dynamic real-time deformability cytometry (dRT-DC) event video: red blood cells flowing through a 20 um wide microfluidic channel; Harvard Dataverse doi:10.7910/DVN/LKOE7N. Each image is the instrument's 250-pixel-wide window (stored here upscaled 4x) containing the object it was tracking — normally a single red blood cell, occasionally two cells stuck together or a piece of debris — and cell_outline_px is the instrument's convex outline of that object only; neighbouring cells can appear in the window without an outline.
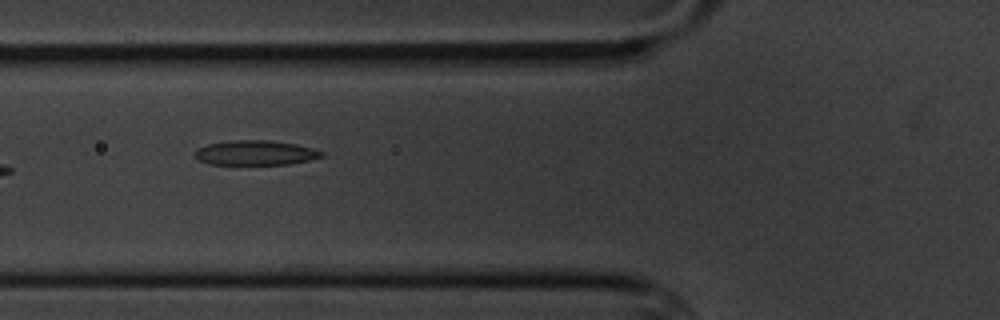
{"species": "common noctule bat (a hibernating species)", "species_latin": "Nyctalus noctula", "temperature_condition": "cold", "stored_images_in_passage": 10, "camera_frame_rate_fps": 3000, "um_per_image_px": 0.085, "animal": {"sex": "male", "body_mass_g": 20.1, "forearm_length_mm": 53.5}, "frame": {"image": 1, "passage_image": 6, "time_ms": 5.667, "image_size_px": [1000, 320], "cell_outline_px": [[324, 156], [308, 160], [288, 164], [208, 164], [200, 160], [196, 156], [196, 148], [208, 144], [236, 140], [268, 140], [296, 144], [312, 148], [324, 152]], "centroid_in_image_um": [21.73, 12.98], "position_along_channel_um": 104.1, "area_um2": 18.03}}
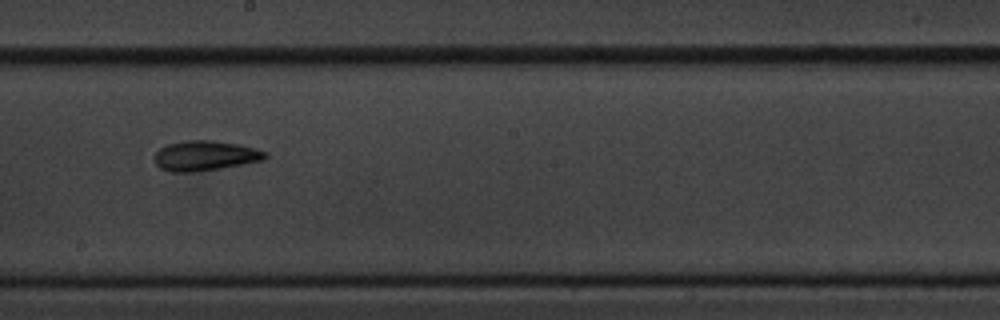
{"frame": {"image": 2, "passage_image": 9, "time_ms": 9.333, "image_size_px": [1000, 320], "cell_outline_px": [[268, 156], [264, 160], [244, 164], [220, 168], [192, 172], [172, 172], [160, 168], [152, 160], [152, 156], [160, 148], [168, 144], [184, 140], [212, 140], [236, 144], [256, 148], [268, 152]], "centroid_in_image_um": [17.41, 13.23], "position_along_channel_um": 230.8, "area_um2": 19.54}}
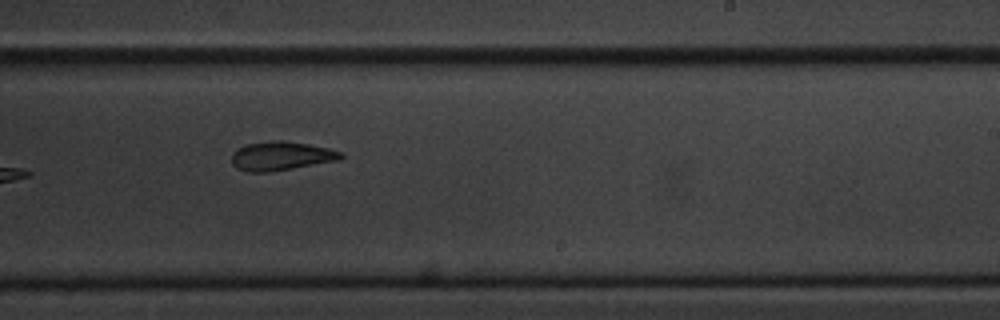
{"frame": {"image": 3, "passage_image": 10, "time_ms": 10.333, "image_size_px": [1000, 320], "cell_outline_px": [[344, 156], [340, 160], [268, 172], [248, 172], [236, 168], [232, 164], [232, 152], [236, 148], [248, 144], [272, 140], [284, 140], [308, 144], [328, 148], [340, 152]], "centroid_in_image_um": [23.86, 13.25], "position_along_channel_um": 265.1, "area_um2": 18.38}}